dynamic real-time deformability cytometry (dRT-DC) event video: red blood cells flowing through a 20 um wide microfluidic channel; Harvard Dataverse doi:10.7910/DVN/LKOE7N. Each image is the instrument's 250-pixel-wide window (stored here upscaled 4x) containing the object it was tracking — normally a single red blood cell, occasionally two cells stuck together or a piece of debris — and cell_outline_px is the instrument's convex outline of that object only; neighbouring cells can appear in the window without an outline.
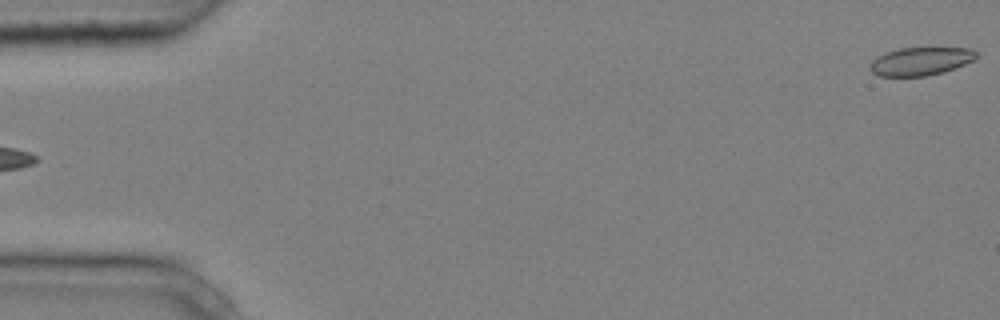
{"species": "common noctule bat (a hibernating species)", "species_latin": "Nyctalus noctula", "temperature_condition": "cold", "stored_images_in_passage": 4, "segment_of_instrument_passage": [2, 2], "camera_frame_rate_fps": 3000, "um_per_image_px": 0.085, "animal": {"sex": "male", "body_mass_g": 20.4}, "frame": {"image": 1, "passage_image": 4, "time_ms": 1.0, "image_size_px": [1000, 320], "cell_outline_px": [[980, 52], [972, 60], [956, 68], [944, 72], [928, 76], [880, 76], [872, 72], [868, 68], [872, 60], [884, 52], [900, 48], [972, 48]], "centroid_in_image_um": [78.25, 5.21], "position_along_channel_um": 6.7, "area_um2": 17.57}}